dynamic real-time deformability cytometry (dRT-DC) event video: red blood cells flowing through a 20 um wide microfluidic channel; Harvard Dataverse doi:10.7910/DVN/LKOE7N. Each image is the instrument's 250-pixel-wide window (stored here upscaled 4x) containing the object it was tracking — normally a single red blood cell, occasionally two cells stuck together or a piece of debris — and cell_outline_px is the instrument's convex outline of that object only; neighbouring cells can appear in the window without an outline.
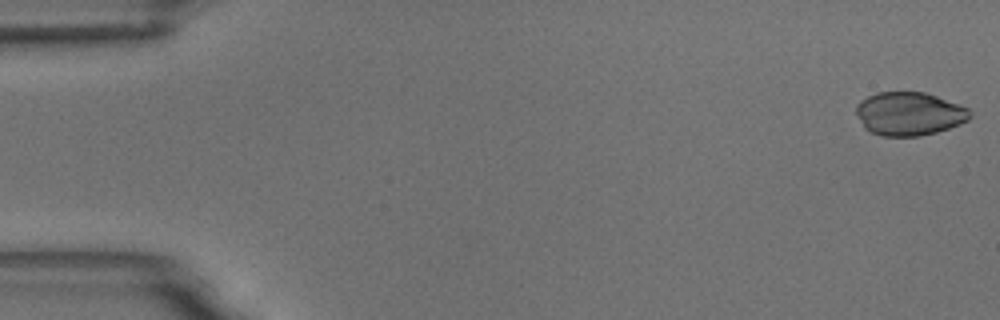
{"species": "common noctule bat (a hibernating species)", "species_latin": "Nyctalus noctula", "temperature_condition": "room temperature", "stored_images_in_passage": 26, "camera_frame_rate_fps": 3000, "um_per_image_px": 0.085, "animal": {"sex": "male", "body_mass_g": 18.8}, "frame": {"image": 1, "passage_image": 1, "time_ms": 0.0, "image_size_px": [1000, 320], "cell_outline_px": [[972, 116], [968, 120], [960, 124], [936, 132], [920, 136], [884, 136], [872, 132], [864, 128], [856, 112], [856, 104], [860, 100], [876, 92], [924, 92], [936, 96], [968, 108], [972, 112]], "centroid_in_image_um": [77.28, 9.66], "position_along_channel_um": 7.7, "area_um2": 28.73}}
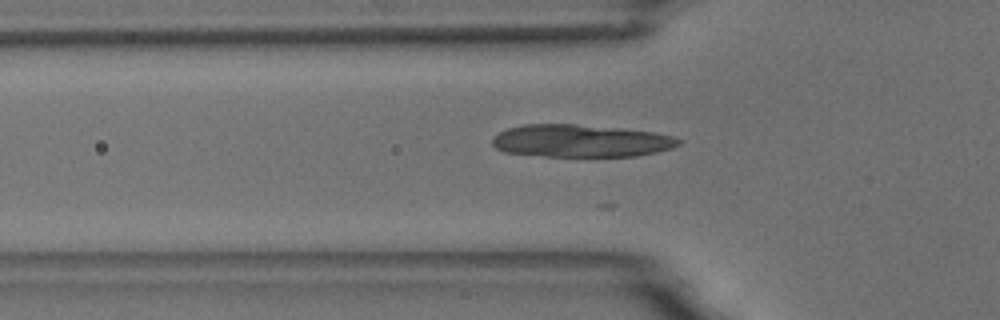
{"frame": {"image": 2, "passage_image": 19, "time_ms": 6.0, "image_size_px": [1000, 320], "cell_outline_px": [[680, 144], [672, 148], [656, 152], [636, 156], [544, 156], [504, 152], [496, 148], [492, 144], [492, 136], [508, 128], [524, 124], [576, 124], [620, 128], [652, 132], [672, 136], [680, 140]], "centroid_in_image_um": [49.33, 11.97], "position_along_channel_um": 76.5, "area_um2": 35.26}}